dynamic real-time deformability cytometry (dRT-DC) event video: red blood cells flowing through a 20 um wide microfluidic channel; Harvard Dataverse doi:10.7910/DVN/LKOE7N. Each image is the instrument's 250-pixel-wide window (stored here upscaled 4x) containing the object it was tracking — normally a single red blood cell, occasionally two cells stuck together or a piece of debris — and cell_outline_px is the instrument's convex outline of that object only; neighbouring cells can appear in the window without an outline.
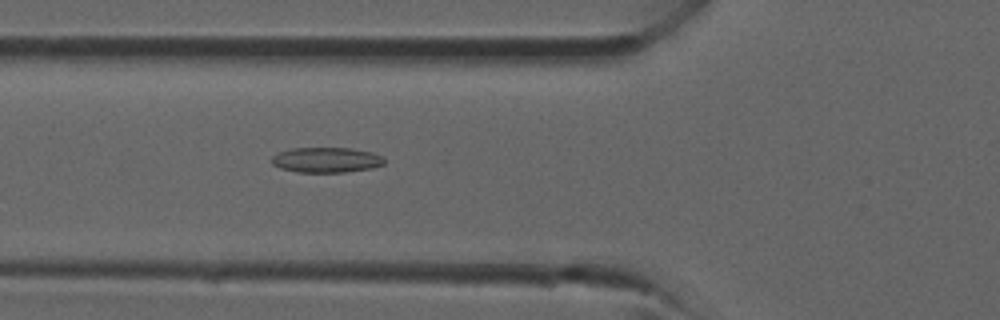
{"species": "common noctule bat (a hibernating species)", "species_latin": "Nyctalus noctula", "temperature_condition": "room temperature", "stored_images_in_passage": 36, "camera_frame_rate_fps": 3000, "um_per_image_px": 0.085, "animal": {"sex": "male", "forearm_length_mm": 52.5}, "frame": {"image": 1, "passage_image": 14, "time_ms": 4.333, "image_size_px": [1000, 320], "cell_outline_px": [[384, 164], [372, 168], [344, 172], [296, 172], [280, 168], [272, 164], [272, 156], [280, 152], [292, 148], [352, 148], [372, 152], [380, 156], [384, 160]], "centroid_in_image_um": [27.73, 13.59], "position_along_channel_um": 98.1, "area_um2": 16.47}}
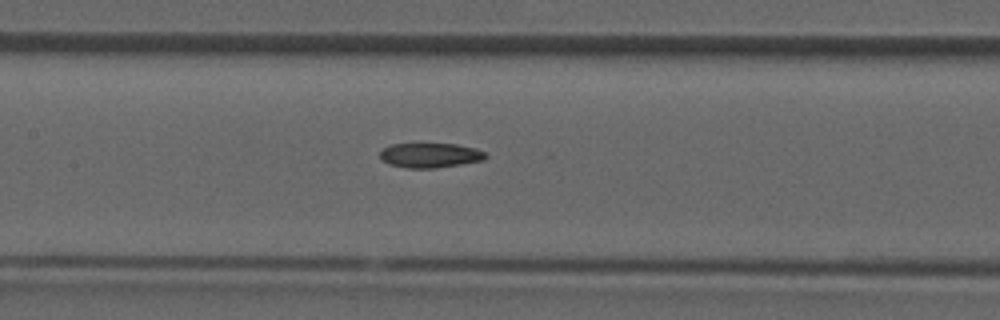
{"frame": {"image": 2, "passage_image": 18, "time_ms": 5.667, "image_size_px": [1000, 320], "cell_outline_px": [[488, 156], [484, 160], [436, 168], [408, 168], [388, 164], [380, 156], [380, 152], [384, 148], [392, 144], [416, 140], [456, 144], [476, 148], [484, 152]], "centroid_in_image_um": [36.54, 13.14], "position_along_channel_um": 170.9, "area_um2": 16.01}}
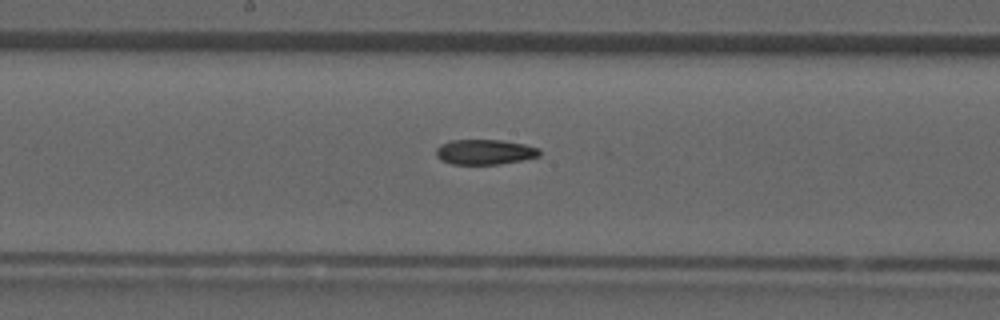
{"frame": {"image": 3, "passage_image": 20, "time_ms": 6.333, "image_size_px": [1000, 320], "cell_outline_px": [[540, 156], [500, 164], [452, 164], [440, 160], [436, 156], [436, 148], [440, 144], [452, 140], [500, 140], [524, 144], [540, 148]], "centroid_in_image_um": [41.18, 12.91], "position_along_channel_um": 207.0, "area_um2": 15.14}}